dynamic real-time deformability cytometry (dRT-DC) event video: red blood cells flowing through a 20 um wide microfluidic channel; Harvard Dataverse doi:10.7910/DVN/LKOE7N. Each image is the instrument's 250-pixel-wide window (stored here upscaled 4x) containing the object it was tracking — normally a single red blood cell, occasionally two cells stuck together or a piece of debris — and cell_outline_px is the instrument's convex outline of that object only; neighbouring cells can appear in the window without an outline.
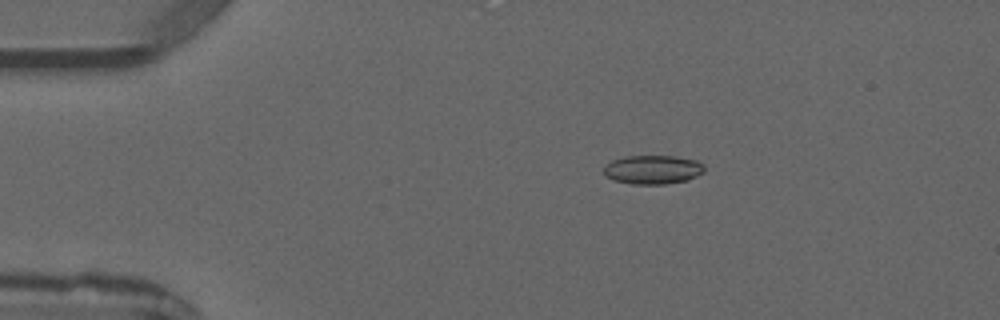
{"species": "common noctule bat (a hibernating species)", "species_latin": "Nyctalus noctula", "temperature_condition": "warm", "stored_images_in_passage": 4, "camera_frame_rate_fps": 3000, "um_per_image_px": 0.085, "animal": {"sex": "male", "forearm_length_mm": 52.5}, "frame": {"image": 1, "passage_image": 2, "time_ms": 1.667, "image_size_px": [1000, 320], "cell_outline_px": [[704, 172], [688, 180], [664, 184], [632, 184], [612, 180], [604, 176], [604, 168], [612, 160], [624, 156], [676, 156], [696, 160], [704, 164]], "centroid_in_image_um": [55.49, 14.42], "position_along_channel_um": 29.5, "area_um2": 17.05}}
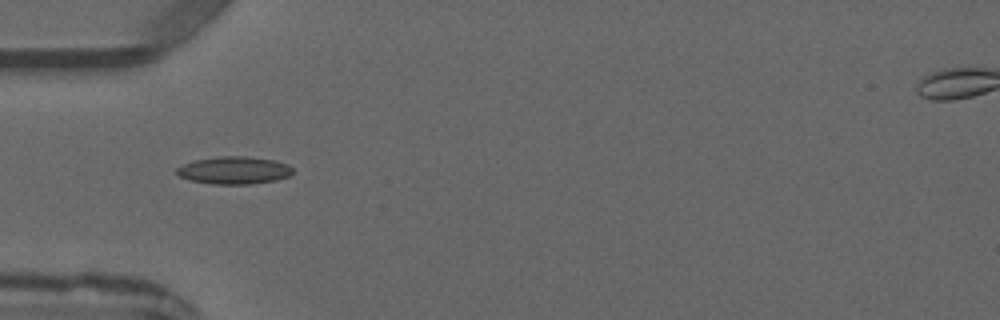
{"frame": {"image": 2, "passage_image": 3, "time_ms": 3.667, "image_size_px": [1000, 320], "cell_outline_px": [[292, 172], [288, 176], [276, 180], [252, 184], [212, 184], [188, 180], [180, 176], [176, 172], [176, 168], [184, 164], [196, 160], [220, 156], [248, 156], [276, 160], [288, 164], [292, 168]], "centroid_in_image_um": [19.91, 14.47], "position_along_channel_um": 65.1, "area_um2": 18.67}}
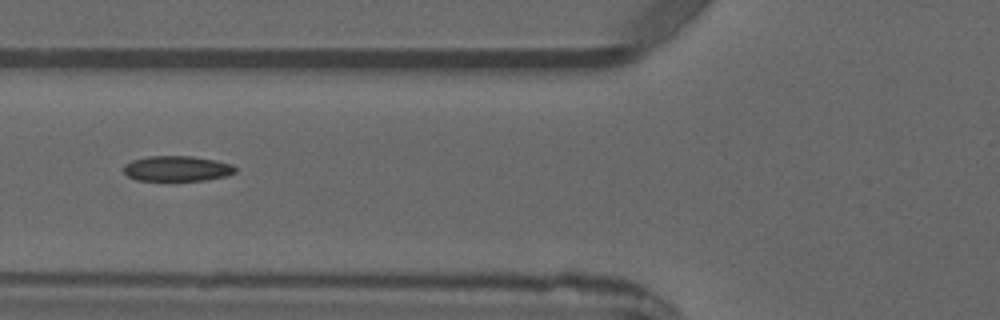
{"frame": {"image": 3, "passage_image": 4, "time_ms": 4.667, "image_size_px": [1000, 320], "cell_outline_px": [[236, 172], [228, 176], [204, 180], [136, 180], [128, 176], [124, 172], [124, 164], [132, 160], [148, 156], [192, 156], [216, 160], [232, 164], [236, 168]], "centroid_in_image_um": [15.07, 14.32], "position_along_channel_um": 110.7, "area_um2": 16.53}}